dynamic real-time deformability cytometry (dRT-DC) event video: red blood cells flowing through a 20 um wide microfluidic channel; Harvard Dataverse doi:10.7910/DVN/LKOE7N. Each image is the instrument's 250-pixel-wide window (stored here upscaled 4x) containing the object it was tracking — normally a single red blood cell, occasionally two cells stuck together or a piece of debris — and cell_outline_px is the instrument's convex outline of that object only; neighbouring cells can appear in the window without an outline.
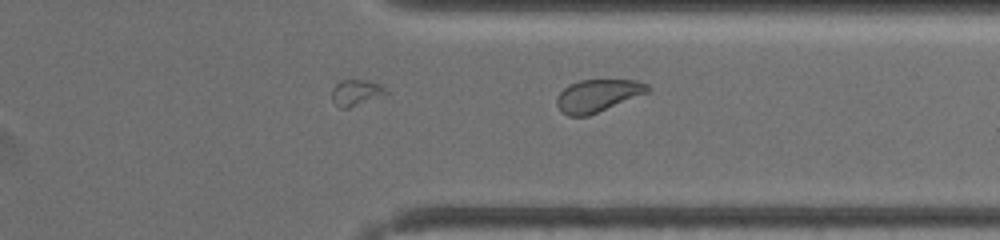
{"species": "common noctule bat (a hibernating species)", "species_latin": "Nyctalus noctula", "temperature_condition": "warm", "stored_images_in_passage": 30, "camera_frame_rate_fps": 3000, "um_per_image_px": 0.085, "animal": {"sex": "female", "body_mass_g": 19.5, "forearm_length_mm": 54.1}, "frame": {"image": 1, "passage_image": 30, "time_ms": 9.667, "image_size_px": [1000, 240], "cell_outline_px": [[652, 88], [648, 92], [588, 116], [568, 116], [556, 104], [556, 96], [568, 84], [580, 80], [636, 80], [648, 84]], "centroid_in_image_um": [50.8, 8.11], "position_along_channel_um": 360.6, "area_um2": 17.11}}